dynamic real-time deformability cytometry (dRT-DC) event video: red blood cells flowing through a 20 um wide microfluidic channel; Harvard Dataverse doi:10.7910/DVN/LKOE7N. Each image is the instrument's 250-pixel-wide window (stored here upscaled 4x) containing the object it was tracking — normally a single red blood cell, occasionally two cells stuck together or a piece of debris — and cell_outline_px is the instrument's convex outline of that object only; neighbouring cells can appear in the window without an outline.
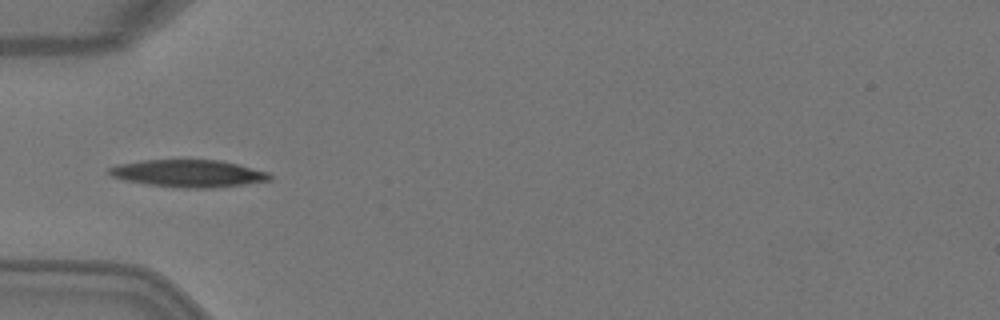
{"species": "Egyptian fruit bat (a non-hibernating species)", "species_latin": "Rousettus aegyptiacus", "temperature_condition": "warm", "stored_images_in_passage": 5, "camera_frame_rate_fps": 3000, "um_per_image_px": 0.085, "animal": {"sex": "female"}, "frame": {"image": 1, "passage_image": 3, "time_ms": 0.667, "image_size_px": [1000, 320], "cell_outline_px": [[272, 180], [216, 188], [184, 188], [148, 184], [124, 180], [112, 176], [108, 172], [108, 168], [116, 164], [140, 160], [220, 160], [268, 172], [272, 176]], "centroid_in_image_um": [16.0, 14.74], "position_along_channel_um": 69.0, "area_um2": 25.55}}
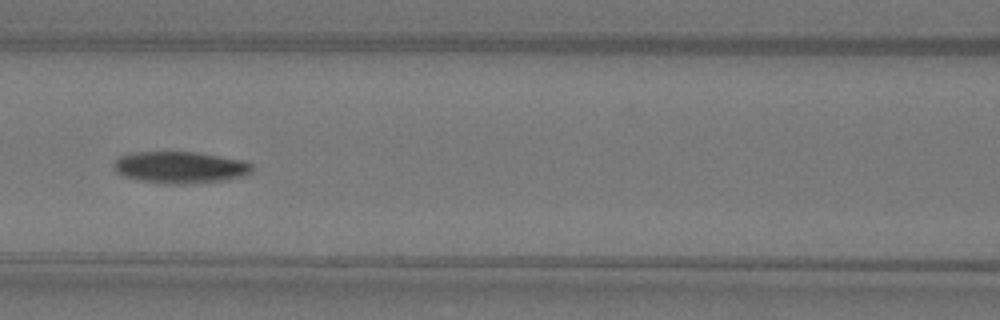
{"frame": {"image": 2, "passage_image": 5, "time_ms": 1.333, "image_size_px": [1000, 320], "cell_outline_px": [[256, 168], [252, 172], [244, 176], [224, 180], [184, 184], [168, 184], [136, 180], [124, 176], [116, 172], [112, 168], [112, 164], [120, 156], [136, 152], [196, 152], [244, 160], [252, 164]], "centroid_in_image_um": [15.33, 14.23], "position_along_channel_um": 151.3, "area_um2": 25.84}}